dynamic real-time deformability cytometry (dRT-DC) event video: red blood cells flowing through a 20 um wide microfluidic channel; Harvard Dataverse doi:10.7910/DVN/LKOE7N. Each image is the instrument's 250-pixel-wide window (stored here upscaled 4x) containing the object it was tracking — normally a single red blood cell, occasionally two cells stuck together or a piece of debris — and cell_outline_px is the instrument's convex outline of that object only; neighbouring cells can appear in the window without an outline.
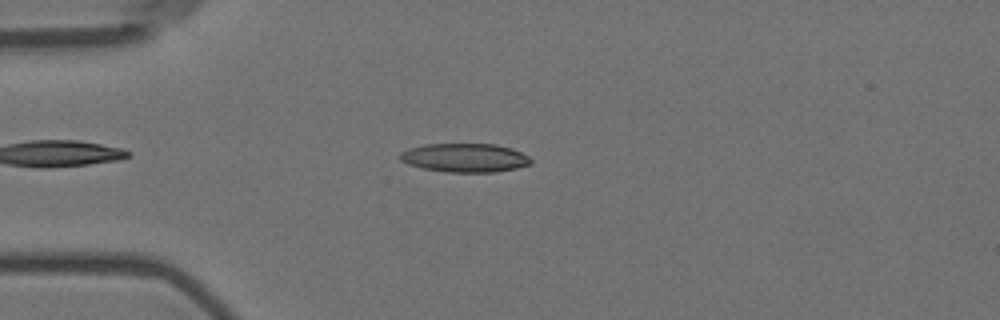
{"species": "Egyptian fruit bat (a non-hibernating species)", "species_latin": "Rousettus aegyptiacus", "temperature_condition": "room temperature", "stored_images_in_passage": 9, "camera_frame_rate_fps": 3000, "um_per_image_px": 0.085, "animal": {"sex": "female"}, "frame": {"image": 1, "passage_image": 4, "time_ms": 1.0, "image_size_px": [1000, 320], "cell_outline_px": [[532, 164], [516, 168], [496, 172], [448, 172], [424, 168], [408, 164], [400, 160], [400, 152], [408, 148], [424, 144], [496, 144], [512, 148], [528, 156], [532, 160]], "centroid_in_image_um": [39.52, 13.4], "position_along_channel_um": 45.5, "area_um2": 21.96}}
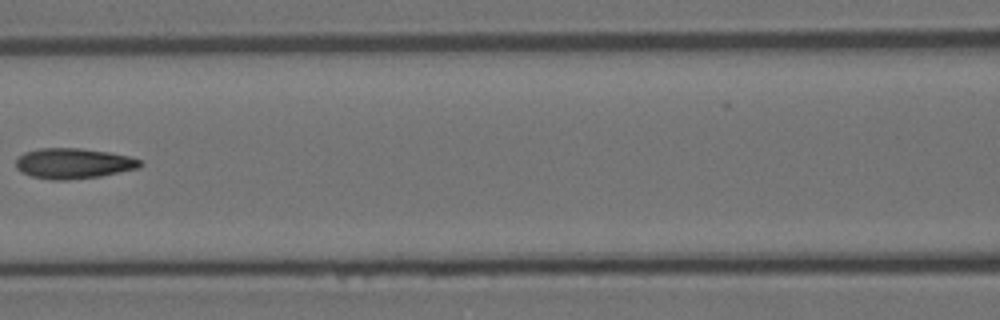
{"frame": {"image": 2, "passage_image": 7, "time_ms": 2.0, "image_size_px": [1000, 320], "cell_outline_px": [[144, 164], [140, 168], [100, 176], [68, 180], [52, 180], [32, 176], [20, 172], [16, 168], [16, 160], [24, 152], [40, 148], [80, 148], [108, 152], [128, 156], [140, 160]], "centroid_in_image_um": [6.24, 13.89], "position_along_channel_um": 160.4, "area_um2": 22.08}}
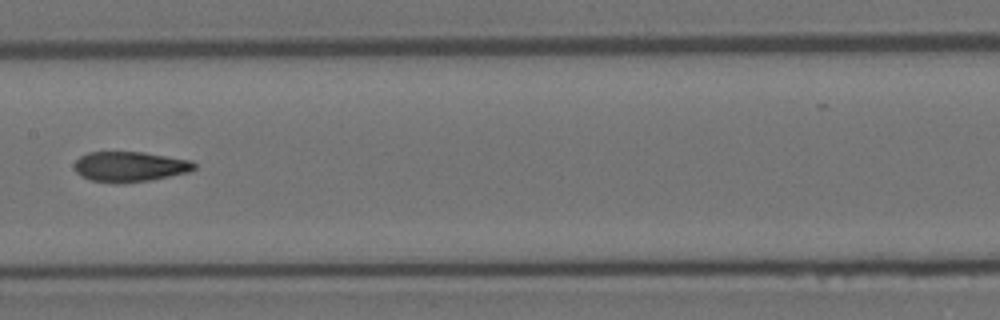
{"frame": {"image": 3, "passage_image": 8, "time_ms": 2.333, "image_size_px": [1000, 320], "cell_outline_px": [[196, 168], [188, 172], [152, 180], [124, 184], [112, 184], [88, 180], [80, 176], [76, 172], [76, 160], [80, 156], [88, 152], [140, 152], [192, 160], [196, 164]], "centroid_in_image_um": [11.02, 14.19], "position_along_channel_um": 196.4, "area_um2": 21.39}}